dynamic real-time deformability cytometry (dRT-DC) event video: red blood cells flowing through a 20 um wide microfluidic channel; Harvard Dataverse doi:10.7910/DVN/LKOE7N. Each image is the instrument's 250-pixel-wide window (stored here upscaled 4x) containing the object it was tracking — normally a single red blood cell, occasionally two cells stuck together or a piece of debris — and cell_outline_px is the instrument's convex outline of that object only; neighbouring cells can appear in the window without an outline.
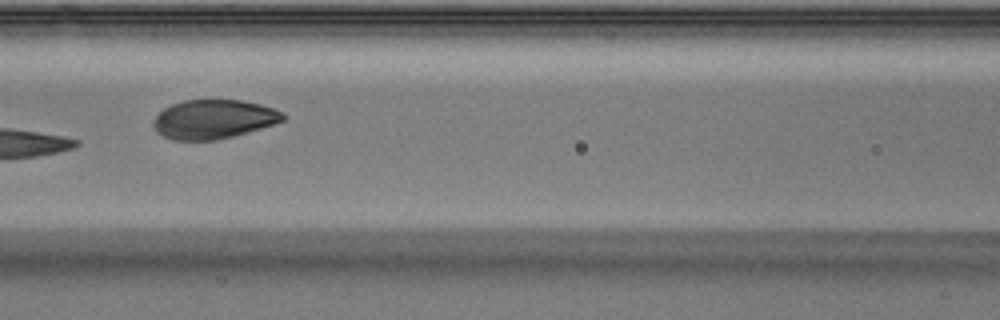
{"species": "Egyptian fruit bat (a non-hibernating species)", "species_latin": "Rousettus aegyptiacus", "temperature_condition": "warm", "stored_images_in_passage": 7, "camera_frame_rate_fps": 3000, "um_per_image_px": 0.085, "animal": {"sex": "male"}, "frame": {"image": 1, "passage_image": 5, "time_ms": 1.333, "image_size_px": [1000, 320], "cell_outline_px": [[284, 120], [248, 132], [216, 140], [172, 140], [156, 132], [152, 124], [152, 120], [164, 108], [172, 104], [184, 100], [240, 100], [260, 104], [284, 112]], "centroid_in_image_um": [18.12, 10.13], "position_along_channel_um": 148.5, "area_um2": 29.36}}
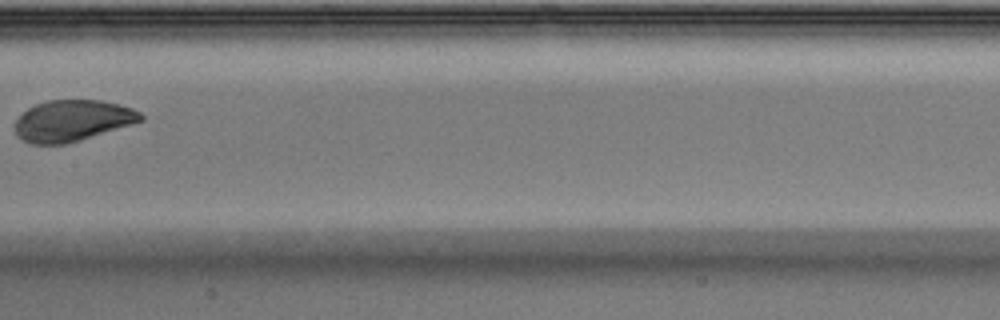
{"frame": {"image": 2, "passage_image": 6, "time_ms": 1.667, "image_size_px": [1000, 320], "cell_outline_px": [[144, 120], [68, 144], [32, 144], [16, 136], [16, 120], [28, 108], [36, 104], [48, 100], [100, 100], [132, 108], [140, 112], [144, 116]], "centroid_in_image_um": [6.15, 10.26], "position_along_channel_um": 201.2, "area_um2": 30.0}}
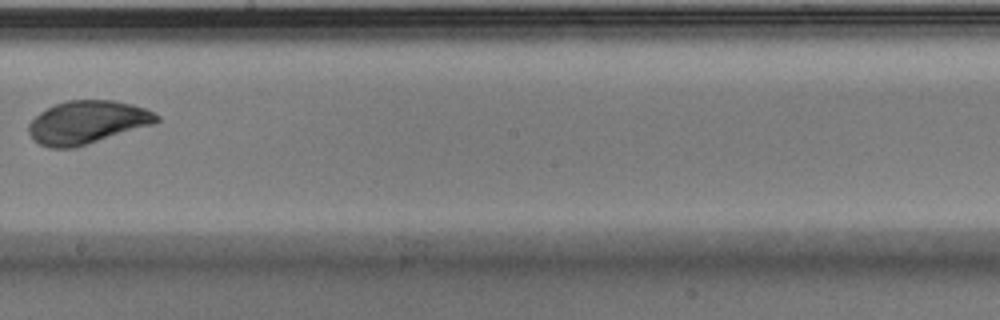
{"frame": {"image": 3, "passage_image": 7, "time_ms": 2.0, "image_size_px": [1000, 320], "cell_outline_px": [[160, 120], [156, 124], [76, 148], [48, 148], [40, 144], [28, 132], [28, 124], [40, 112], [56, 104], [68, 100], [112, 100], [132, 104], [144, 108], [160, 116]], "centroid_in_image_um": [7.45, 10.41], "position_along_channel_um": 240.7, "area_um2": 32.25}}